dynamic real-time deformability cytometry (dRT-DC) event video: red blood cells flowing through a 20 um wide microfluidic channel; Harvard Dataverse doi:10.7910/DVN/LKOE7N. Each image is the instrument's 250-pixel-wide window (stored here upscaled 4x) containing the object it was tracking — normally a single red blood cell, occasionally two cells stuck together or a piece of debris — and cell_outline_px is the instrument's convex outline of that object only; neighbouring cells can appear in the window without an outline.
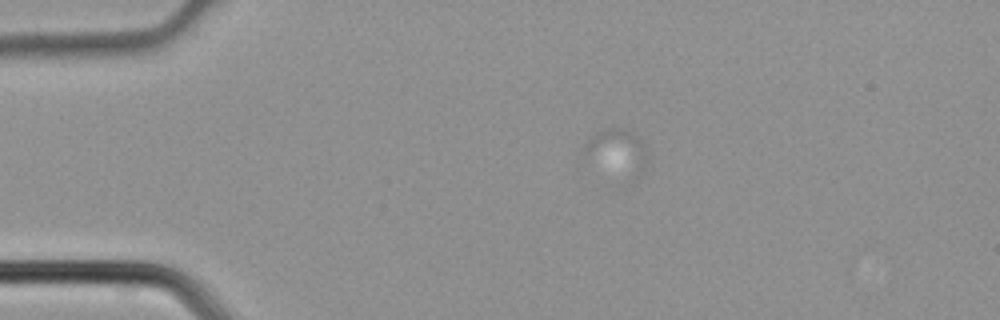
{"species": "common noctule bat (a hibernating species)", "species_latin": "Nyctalus noctula", "temperature_condition": "cold", "stored_images_in_passage": 3, "camera_frame_rate_fps": 3000, "um_per_image_px": 0.085, "animal": {"sex": "male", "body_mass_g": 21.5, "forearm_length_mm": 52.0}, "frame": {"image": 1, "passage_image": 1, "time_ms": 0.0, "image_size_px": [1000, 320], "cell_outline_px": [[644, 160], [640, 172], [632, 180], [628, 180], [588, 148], [584, 144], [588, 136], [596, 132], [608, 128], [616, 128], [632, 132], [644, 144]], "centroid_in_image_um": [52.57, 12.79], "position_along_channel_um": 32.4, "area_um2": 14.33}}
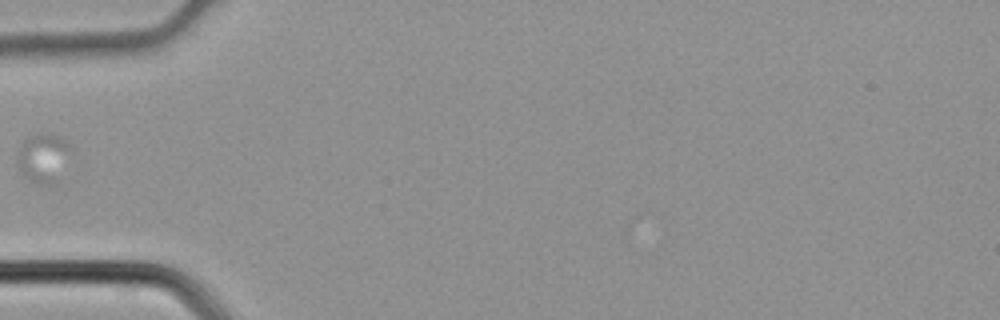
{"frame": {"image": 2, "passage_image": 3, "time_ms": 0.667, "image_size_px": [1000, 320], "cell_outline_px": [[72, 148], [52, 184], [40, 184], [32, 180], [16, 164], [16, 156], [24, 140], [28, 136], [36, 132], [48, 132], [60, 136]], "centroid_in_image_um": [3.63, 13.31], "position_along_channel_um": 81.4, "area_um2": 14.68}}